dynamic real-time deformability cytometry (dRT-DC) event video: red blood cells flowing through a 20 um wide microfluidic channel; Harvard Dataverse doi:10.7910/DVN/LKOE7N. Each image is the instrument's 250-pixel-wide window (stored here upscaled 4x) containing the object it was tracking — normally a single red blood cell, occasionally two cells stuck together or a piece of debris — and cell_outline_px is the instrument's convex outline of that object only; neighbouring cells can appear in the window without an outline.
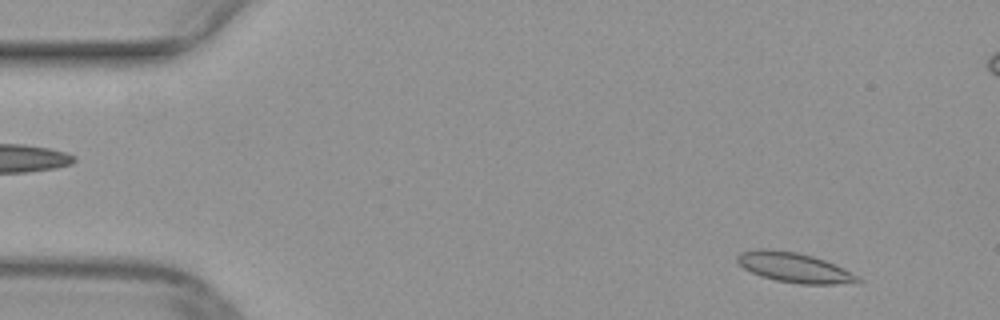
{"species": "common noctule bat (a hibernating species)", "species_latin": "Nyctalus noctula", "temperature_condition": "warm", "stored_images_in_passage": 50, "camera_frame_rate_fps": 3000, "um_per_image_px": 0.085, "animal": {"sex": "female", "body_mass_g": 29.2, "forearm_length_mm": 56.3}, "frame": {"image": 1, "passage_image": 4, "time_ms": 1.0, "image_size_px": [1000, 320], "cell_outline_px": [[864, 280], [860, 284], [800, 284], [776, 280], [760, 276], [744, 268], [736, 260], [736, 256], [740, 252], [752, 248], [768, 248], [796, 252], [812, 256], [824, 260], [844, 268], [860, 276]], "centroid_in_image_um": [67.56, 22.74], "position_along_channel_um": 17.4, "area_um2": 21.39}}
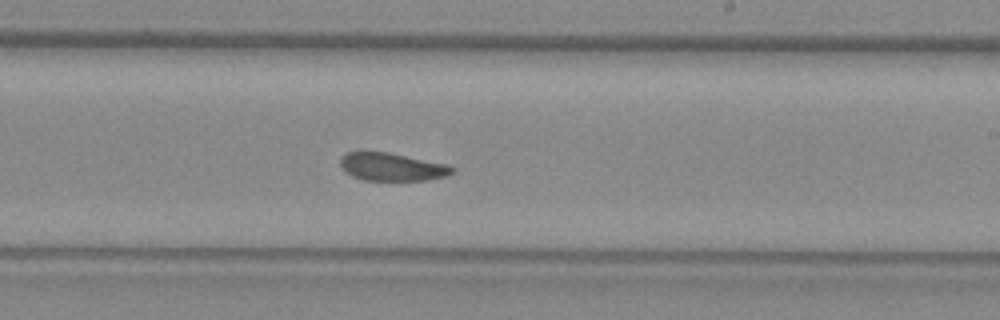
{"frame": {"image": 2, "passage_image": 29, "time_ms": 9.333, "image_size_px": [1000, 320], "cell_outline_px": [[456, 168], [448, 176], [428, 180], [364, 180], [352, 176], [344, 172], [340, 164], [340, 156], [348, 152], [388, 152], [448, 164]], "centroid_in_image_um": [33.32, 14.19], "position_along_channel_um": 255.7, "area_um2": 18.32}}
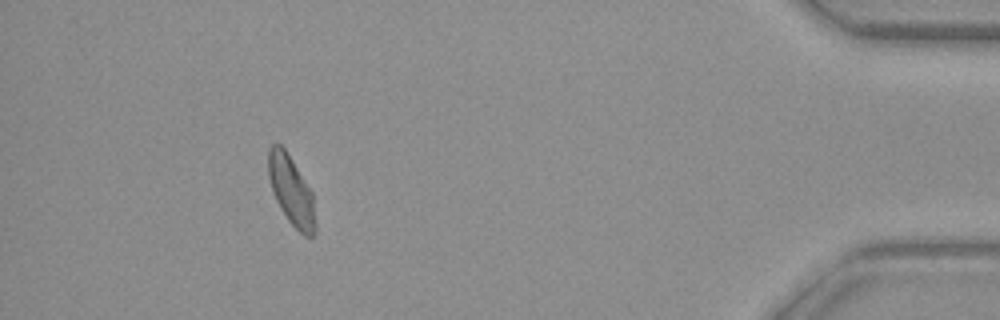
{"frame": {"image": 3, "passage_image": 45, "time_ms": 14.667, "image_size_px": [1000, 320], "cell_outline_px": [[316, 232], [312, 236], [304, 236], [288, 220], [280, 208], [272, 192], [268, 176], [268, 148], [272, 144], [280, 144], [284, 148], [292, 160], [312, 192], [316, 224]], "centroid_in_image_um": [24.75, 16.21], "position_along_channel_um": 410.5, "area_um2": 18.9}}